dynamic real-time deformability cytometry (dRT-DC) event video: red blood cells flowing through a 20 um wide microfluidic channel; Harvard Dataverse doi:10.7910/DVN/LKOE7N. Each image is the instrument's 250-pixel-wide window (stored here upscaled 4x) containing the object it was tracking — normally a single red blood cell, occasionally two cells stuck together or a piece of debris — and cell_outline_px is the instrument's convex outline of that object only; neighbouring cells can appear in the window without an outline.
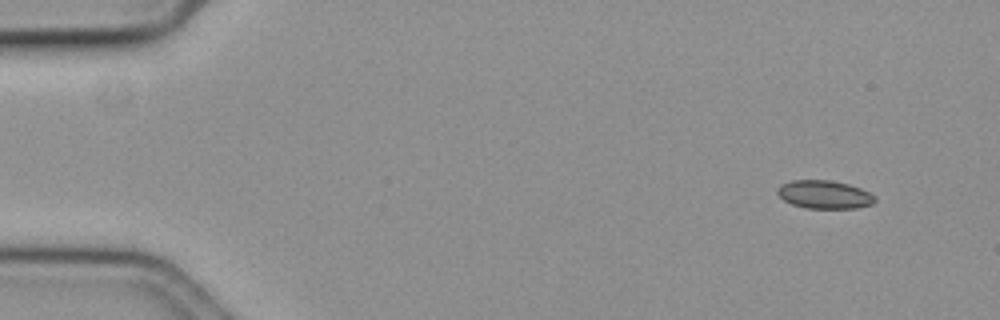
{"species": "common noctule bat (a hibernating species)", "species_latin": "Nyctalus noctula", "temperature_condition": "cold", "stored_images_in_passage": 15, "camera_frame_rate_fps": 3000, "um_per_image_px": 0.085, "animal": {"sex": "female", "body_mass_g": 19.3, "forearm_length_mm": 54.1}, "frame": {"image": 1, "passage_image": 1, "time_ms": 0.0, "image_size_px": [1000, 320], "cell_outline_px": [[876, 200], [872, 204], [856, 208], [804, 208], [792, 204], [784, 200], [776, 192], [776, 188], [780, 184], [792, 180], [828, 180], [848, 184], [860, 188], [876, 196]], "centroid_in_image_um": [70.05, 16.53], "position_along_channel_um": 14.9, "area_um2": 16.07}}
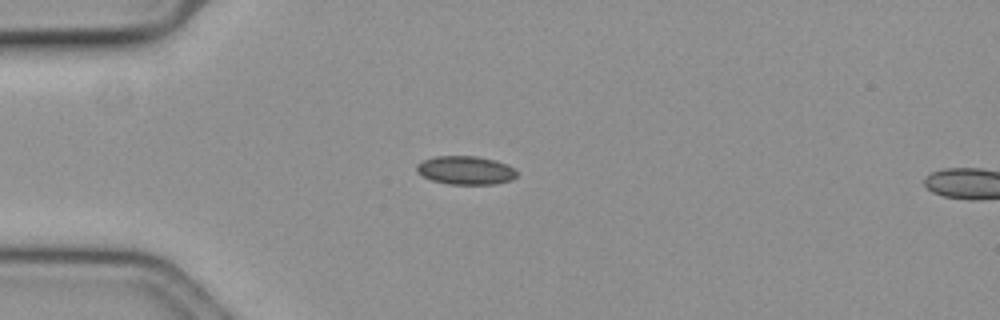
{"frame": {"image": 2, "passage_image": 12, "time_ms": 3.667, "image_size_px": [1000, 320], "cell_outline_px": [[516, 176], [512, 180], [496, 184], [448, 184], [432, 180], [416, 172], [416, 164], [424, 160], [436, 156], [476, 156], [492, 160], [516, 168]], "centroid_in_image_um": [39.57, 14.48], "position_along_channel_um": 45.4, "area_um2": 16.53}}